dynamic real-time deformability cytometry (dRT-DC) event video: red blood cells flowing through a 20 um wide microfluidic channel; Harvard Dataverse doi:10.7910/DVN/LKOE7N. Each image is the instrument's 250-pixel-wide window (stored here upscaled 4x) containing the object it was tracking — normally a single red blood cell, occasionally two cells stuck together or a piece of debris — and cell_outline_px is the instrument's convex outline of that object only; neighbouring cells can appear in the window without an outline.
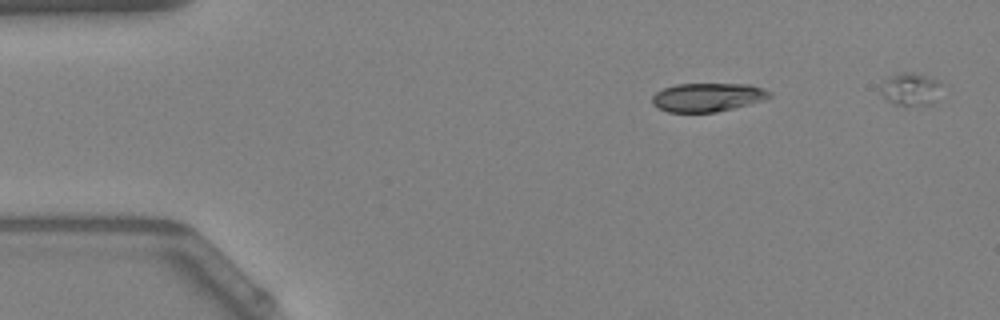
{"species": "Egyptian fruit bat (a non-hibernating species)", "species_latin": "Rousettus aegyptiacus", "temperature_condition": "warm", "stored_images_in_passage": 41, "camera_frame_rate_fps": 3000, "um_per_image_px": 0.085, "animal": {"sex": "female"}, "frame": {"image": 1, "passage_image": 1, "time_ms": 0.0, "image_size_px": [1000, 320], "cell_outline_px": [[772, 96], [764, 100], [716, 112], [668, 112], [656, 108], [652, 104], [652, 96], [656, 92], [664, 88], [676, 84], [748, 84], [772, 92]], "centroid_in_image_um": [60.11, 8.27], "position_along_channel_um": 24.9, "area_um2": 19.54}}
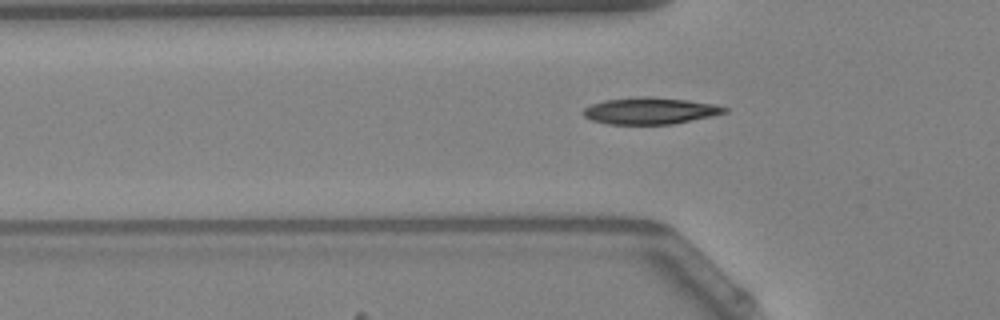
{"frame": {"image": 2, "passage_image": 10, "time_ms": 3.0, "image_size_px": [1000, 320], "cell_outline_px": [[728, 112], [712, 116], [672, 124], [608, 124], [592, 120], [584, 116], [584, 108], [592, 104], [604, 100], [640, 96], [684, 100], [716, 104], [728, 108]], "centroid_in_image_um": [55.27, 9.42], "position_along_channel_um": 70.5, "area_um2": 21.73}}
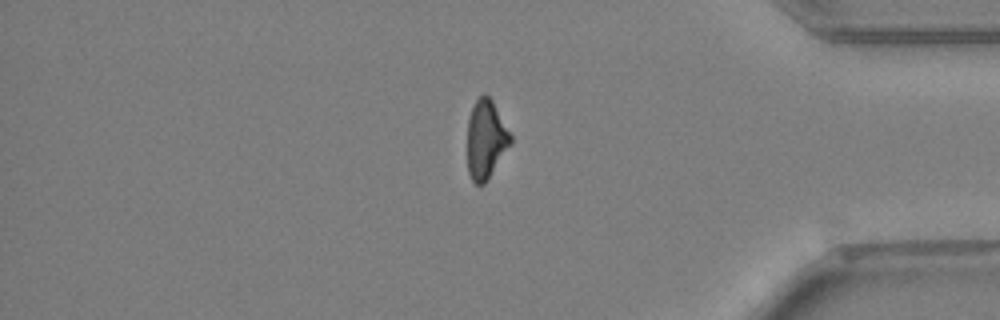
{"frame": {"image": 3, "passage_image": 37, "time_ms": 12.0, "image_size_px": [1000, 320], "cell_outline_px": [[512, 144], [484, 184], [476, 184], [472, 180], [468, 172], [468, 120], [472, 108], [476, 100], [484, 92], [492, 100], [512, 136]], "centroid_in_image_um": [41.31, 11.85], "position_along_channel_um": 393.9, "area_um2": 19.71}, "authors_computed_cell_mechanics": {"area_um2": 20.8658, "velocity_mm_per_s": 3.8852, "shape_relaxation_time_tau1_ms": 5.6846, "shape_relaxation_time_tau2_ms": 2.0664, "deformation_change_tau1": 0.1699, "deformation_change_tau2": 0.0645}}